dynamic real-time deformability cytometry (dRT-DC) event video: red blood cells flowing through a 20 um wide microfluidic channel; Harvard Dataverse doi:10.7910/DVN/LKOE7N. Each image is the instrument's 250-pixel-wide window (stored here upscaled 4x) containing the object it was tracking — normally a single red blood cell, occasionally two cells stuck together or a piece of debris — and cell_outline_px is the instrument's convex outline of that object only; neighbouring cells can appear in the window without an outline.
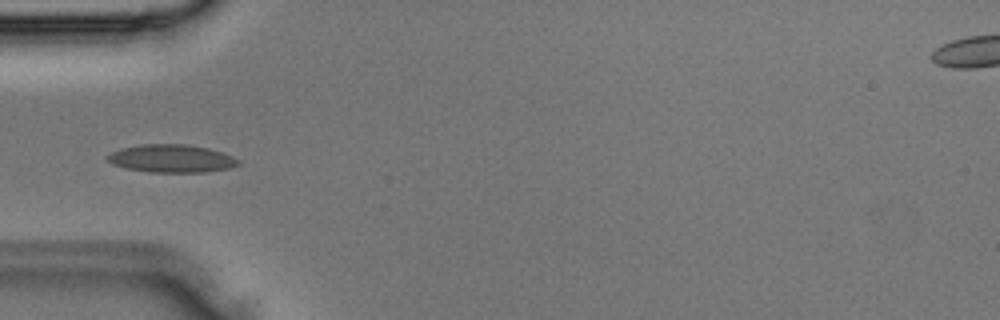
{"species": "Egyptian fruit bat (a non-hibernating species)", "species_latin": "Rousettus aegyptiacus", "temperature_condition": "room temperature", "stored_images_in_passage": 29, "camera_frame_rate_fps": 3000, "um_per_image_px": 0.085, "animal": {"sex": "male"}, "frame": {"image": 1, "passage_image": 5, "time_ms": 1.333, "image_size_px": [1000, 320], "cell_outline_px": [[240, 164], [228, 168], [204, 172], [148, 172], [128, 168], [112, 164], [104, 156], [120, 148], [144, 144], [188, 144], [208, 148], [232, 156], [240, 160]], "centroid_in_image_um": [14.56, 13.47], "position_along_channel_um": 70.4, "area_um2": 21.21}}
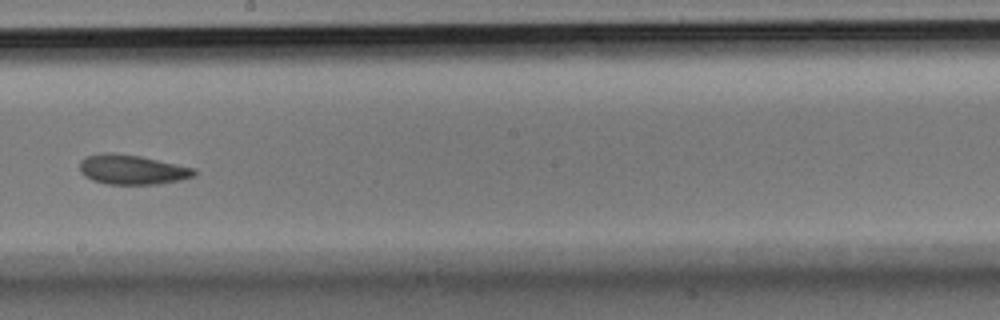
{"frame": {"image": 2, "passage_image": 14, "time_ms": 4.333, "image_size_px": [1000, 320], "cell_outline_px": [[196, 172], [192, 176], [180, 180], [156, 184], [108, 184], [92, 180], [84, 176], [80, 172], [80, 160], [88, 156], [104, 152], [112, 152], [140, 156], [196, 168]], "centroid_in_image_um": [11.21, 14.41], "position_along_channel_um": 237.0, "area_um2": 19.77}}
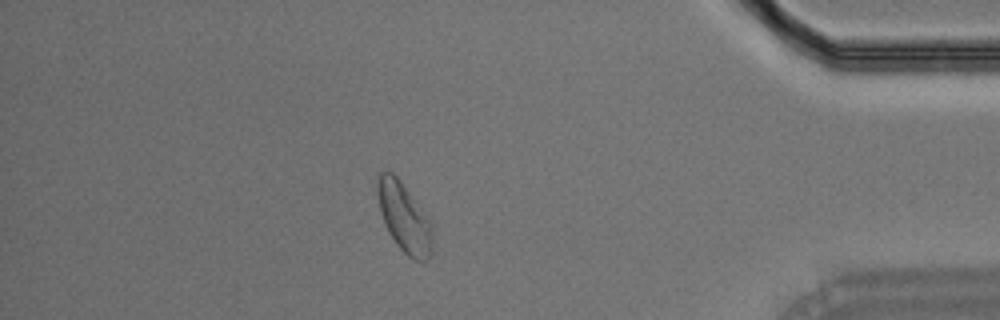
{"frame": {"image": 3, "passage_image": 25, "time_ms": 8.0, "image_size_px": [1000, 320], "cell_outline_px": [[432, 244], [428, 260], [412, 260], [396, 244], [388, 232], [384, 224], [380, 212], [376, 192], [376, 176], [384, 168], [392, 172], [400, 180], [428, 216], [432, 224]], "centroid_in_image_um": [34.32, 18.43], "position_along_channel_um": 400.9, "area_um2": 22.6}}